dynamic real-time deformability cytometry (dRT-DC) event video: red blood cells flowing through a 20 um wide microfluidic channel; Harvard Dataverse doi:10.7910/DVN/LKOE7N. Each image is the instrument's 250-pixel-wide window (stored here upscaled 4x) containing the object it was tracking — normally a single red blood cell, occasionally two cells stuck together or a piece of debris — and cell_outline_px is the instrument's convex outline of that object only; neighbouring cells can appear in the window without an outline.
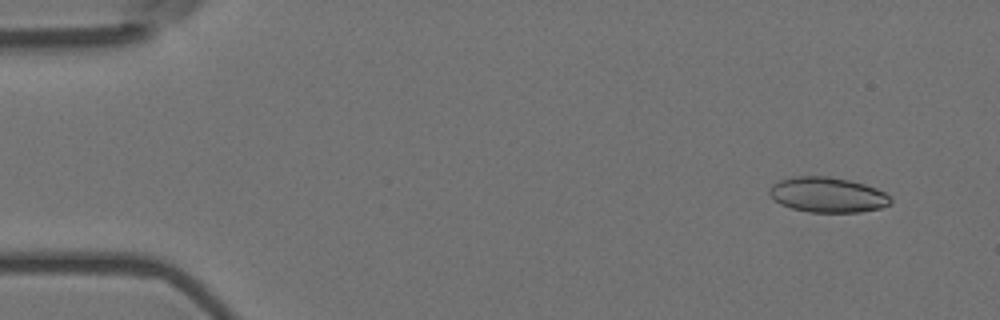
{"species": "Egyptian fruit bat (a non-hibernating species)", "species_latin": "Rousettus aegyptiacus", "temperature_condition": "room temperature", "stored_images_in_passage": 5, "camera_frame_rate_fps": 3000, "um_per_image_px": 0.085, "animal": {"sex": "female"}, "frame": {"image": 1, "passage_image": 1, "time_ms": 0.0, "image_size_px": [1000, 320], "cell_outline_px": [[892, 204], [880, 208], [860, 212], [808, 212], [792, 208], [780, 204], [768, 192], [768, 188], [776, 180], [792, 176], [832, 176], [864, 184], [876, 188], [884, 192], [892, 200]], "centroid_in_image_um": [70.32, 16.55], "position_along_channel_um": 14.7, "area_um2": 25.03}}